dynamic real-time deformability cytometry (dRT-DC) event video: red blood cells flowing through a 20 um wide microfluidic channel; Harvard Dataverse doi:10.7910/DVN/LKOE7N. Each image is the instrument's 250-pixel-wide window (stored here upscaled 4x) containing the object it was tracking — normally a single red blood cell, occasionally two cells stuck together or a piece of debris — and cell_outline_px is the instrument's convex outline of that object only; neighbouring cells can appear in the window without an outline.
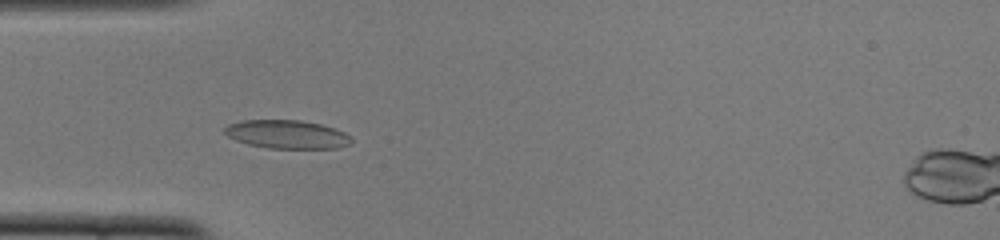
{"species": "common noctule bat (a hibernating species)", "species_latin": "Nyctalus noctula", "temperature_condition": "cold", "stored_images_in_passage": 41, "camera_frame_rate_fps": 3000, "um_per_image_px": 0.085, "animal": {"sex": "female", "body_mass_g": 22.0, "forearm_length_mm": 56.7}, "frame": {"image": 1, "passage_image": 5, "time_ms": 1.333, "image_size_px": [1000, 240], "cell_outline_px": [[352, 144], [336, 148], [268, 148], [248, 144], [236, 140], [228, 136], [224, 132], [224, 128], [228, 124], [240, 120], [300, 120], [320, 124], [344, 132], [352, 140]], "centroid_in_image_um": [24.36, 11.42], "position_along_channel_um": 60.6, "area_um2": 20.92}}
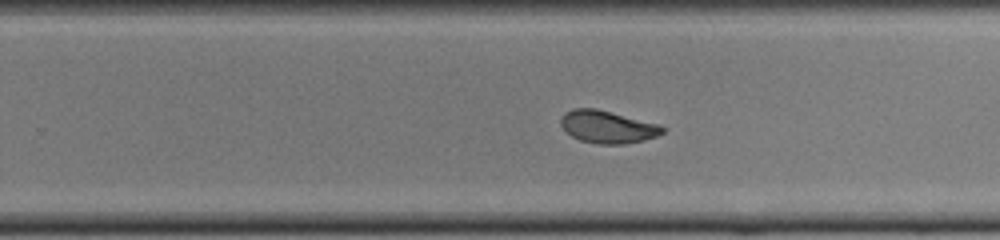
{"frame": {"image": 2, "passage_image": 22, "time_ms": 7.0, "image_size_px": [1000, 240], "cell_outline_px": [[664, 132], [656, 136], [644, 140], [624, 144], [596, 144], [580, 140], [572, 136], [560, 124], [560, 120], [564, 112], [572, 108], [596, 108], [660, 124], [664, 128]], "centroid_in_image_um": [51.63, 10.77], "position_along_channel_um": 278.2, "area_um2": 19.31}}
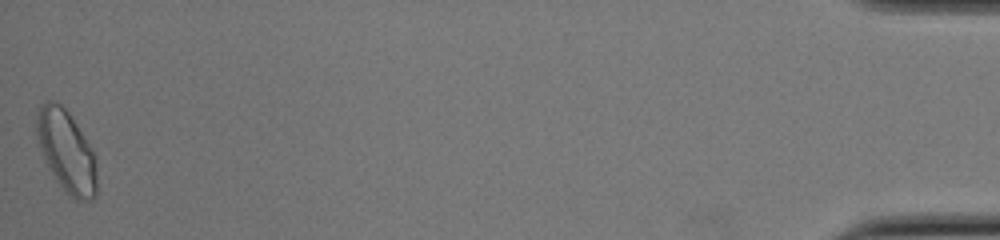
{"frame": {"image": 3, "passage_image": 41, "time_ms": 13.333, "image_size_px": [1000, 240], "cell_outline_px": [[96, 196], [92, 200], [76, 200], [64, 192], [48, 168], [36, 132], [36, 108], [40, 104], [48, 100], [56, 100], [68, 112], [76, 124], [96, 156]], "centroid_in_image_um": [5.64, 12.85], "position_along_channel_um": 429.6, "area_um2": 28.67}, "authors_computed_cell_mechanics": {"area_um2": 19.8832, "velocity_mm_per_s": 3.8735, "shape_relaxation_time_tau1_ms": 4.961, "shape_relaxation_time_tau2_ms": 1.2281, "deformation_change_tau1": 0.1502, "deformation_change_tau2": 0.0637}}